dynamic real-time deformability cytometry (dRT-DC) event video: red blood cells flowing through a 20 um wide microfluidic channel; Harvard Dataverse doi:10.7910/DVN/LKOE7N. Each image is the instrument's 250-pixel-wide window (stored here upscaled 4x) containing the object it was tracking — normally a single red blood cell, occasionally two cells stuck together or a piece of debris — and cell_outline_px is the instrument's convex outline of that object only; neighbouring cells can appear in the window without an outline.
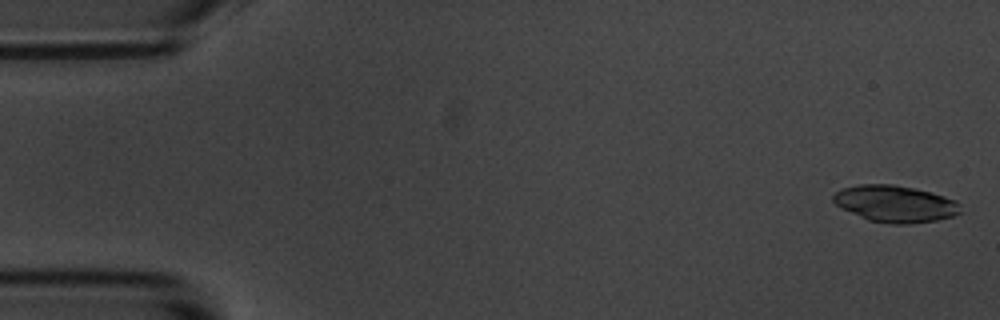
{"species": "common noctule bat (a hibernating species)", "species_latin": "Nyctalus noctula", "temperature_condition": "room temperature", "stored_images_in_passage": 4, "camera_frame_rate_fps": 3000, "um_per_image_px": 0.085, "animal": {"sex": "male", "body_mass_g": 20.1, "forearm_length_mm": 53.5}, "frame": {"image": 1, "passage_image": 1, "time_ms": 0.0, "image_size_px": [1000, 320], "cell_outline_px": [[960, 212], [952, 216], [936, 220], [908, 224], [892, 224], [868, 220], [840, 208], [832, 200], [832, 196], [840, 188], [856, 184], [892, 184], [912, 188], [944, 196], [956, 200], [960, 204]], "centroid_in_image_um": [76.04, 17.32], "position_along_channel_um": 9.0, "area_um2": 27.22}}
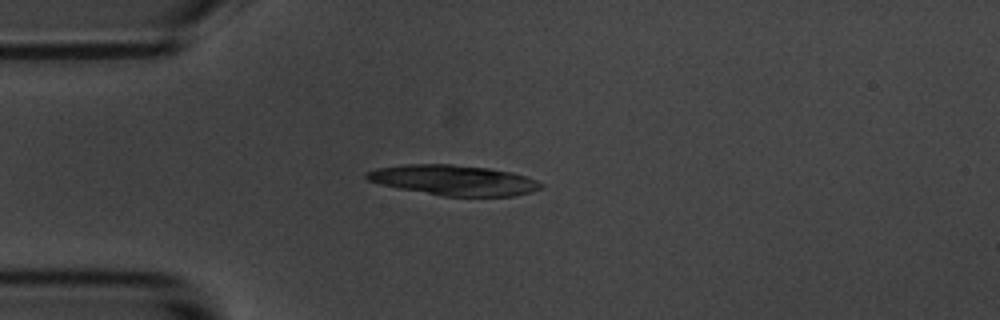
{"frame": {"image": 2, "passage_image": 4, "time_ms": 4.333, "image_size_px": [1000, 320], "cell_outline_px": [[544, 188], [532, 192], [512, 196], [444, 196], [400, 188], [380, 184], [368, 180], [364, 176], [364, 172], [376, 168], [404, 164], [452, 164], [488, 168], [512, 172], [536, 180], [544, 184]], "centroid_in_image_um": [38.58, 15.31], "position_along_channel_um": 46.4, "area_um2": 30.75}}